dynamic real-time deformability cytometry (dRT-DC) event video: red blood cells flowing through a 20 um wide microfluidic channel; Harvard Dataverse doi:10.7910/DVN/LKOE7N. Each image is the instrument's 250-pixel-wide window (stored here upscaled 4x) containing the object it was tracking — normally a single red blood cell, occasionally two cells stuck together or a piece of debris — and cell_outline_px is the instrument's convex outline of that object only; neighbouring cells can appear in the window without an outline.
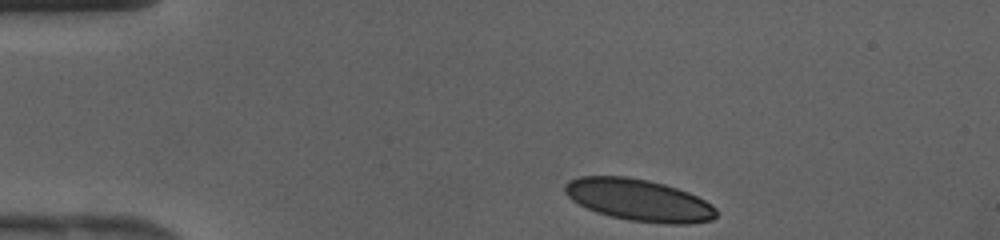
{"species": "human", "species_latin": "Homo sapiens", "temperature_condition": "cold", "stored_images_in_passage": 32, "camera_frame_rate_fps": 3000, "um_per_image_px": 0.085, "donor": {"sex": "female"}, "frame": {"image": 1, "passage_image": 1, "time_ms": 0.0, "image_size_px": [1000, 240], "cell_outline_px": [[716, 216], [712, 220], [688, 224], [668, 224], [628, 220], [596, 212], [572, 200], [564, 192], [564, 184], [568, 180], [580, 176], [628, 176], [648, 180], [664, 184], [688, 192], [712, 204], [716, 208]], "centroid_in_image_um": [54.29, 17.0], "position_along_channel_um": 30.7, "area_um2": 36.93}}
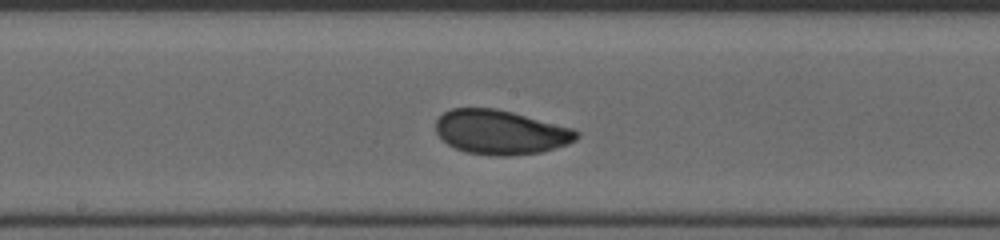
{"frame": {"image": 2, "passage_image": 16, "time_ms": 5.0, "image_size_px": [1000, 240], "cell_outline_px": [[580, 136], [576, 140], [568, 144], [540, 152], [508, 156], [492, 156], [464, 152], [448, 144], [436, 132], [436, 120], [444, 112], [452, 108], [496, 108], [512, 112], [572, 128], [580, 132]], "centroid_in_image_um": [42.55, 11.24], "position_along_channel_um": 205.6, "area_um2": 36.36}}
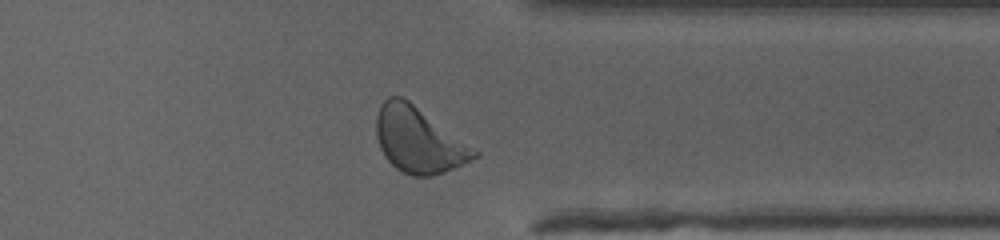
{"frame": {"image": 3, "passage_image": 27, "time_ms": 8.667, "image_size_px": [1000, 240], "cell_outline_px": [[480, 156], [444, 172], [432, 176], [412, 176], [396, 168], [384, 156], [380, 148], [376, 136], [376, 116], [380, 104], [388, 96], [400, 96], [408, 100], [480, 152]], "centroid_in_image_um": [35.56, 11.9], "position_along_channel_um": 375.8, "area_um2": 37.11}}